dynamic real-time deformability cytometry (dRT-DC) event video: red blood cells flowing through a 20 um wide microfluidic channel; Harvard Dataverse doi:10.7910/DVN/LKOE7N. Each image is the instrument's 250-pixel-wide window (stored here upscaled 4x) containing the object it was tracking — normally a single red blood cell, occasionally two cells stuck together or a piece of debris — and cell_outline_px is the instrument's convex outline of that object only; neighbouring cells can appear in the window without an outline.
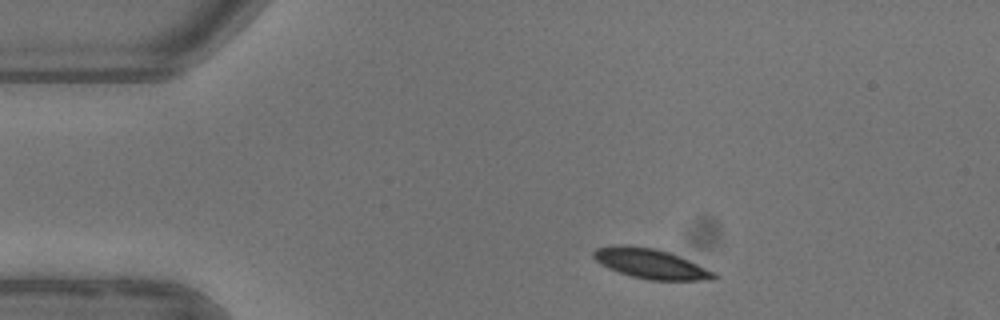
{"species": "common noctule bat (a hibernating species)", "species_latin": "Nyctalus noctula", "temperature_condition": "warm", "stored_images_in_passage": 3, "camera_frame_rate_fps": 3000, "um_per_image_px": 0.085, "animal": {"sex": "female"}, "frame": {"image": 1, "passage_image": 1, "time_ms": 0.0, "image_size_px": [1000, 320], "cell_outline_px": [[720, 276], [716, 280], [648, 280], [632, 276], [608, 268], [600, 264], [592, 256], [592, 252], [596, 248], [616, 244], [624, 244], [656, 248], [680, 256], [716, 272]], "centroid_in_image_um": [55.33, 22.4], "position_along_channel_um": 29.7, "area_um2": 21.27}}
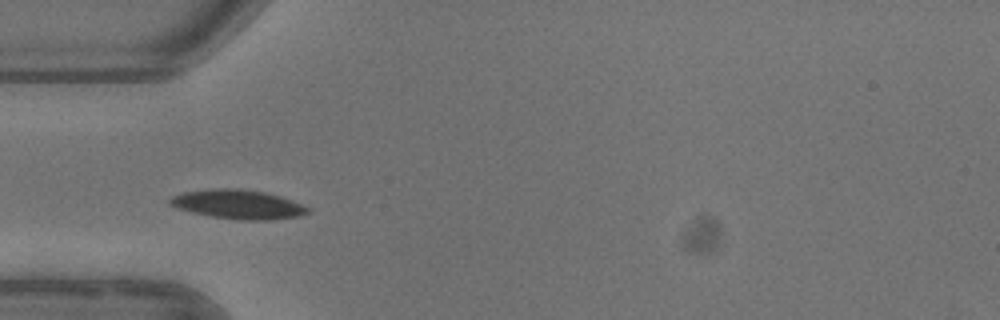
{"frame": {"image": 2, "passage_image": 3, "time_ms": 2.333, "image_size_px": [1000, 320], "cell_outline_px": [[312, 212], [300, 216], [272, 220], [236, 220], [208, 216], [176, 208], [168, 204], [168, 200], [172, 196], [184, 192], [216, 188], [236, 188], [264, 192], [280, 196], [304, 204], [312, 208]], "centroid_in_image_um": [20.28, 17.38], "position_along_channel_um": 64.7, "area_um2": 23.81}}